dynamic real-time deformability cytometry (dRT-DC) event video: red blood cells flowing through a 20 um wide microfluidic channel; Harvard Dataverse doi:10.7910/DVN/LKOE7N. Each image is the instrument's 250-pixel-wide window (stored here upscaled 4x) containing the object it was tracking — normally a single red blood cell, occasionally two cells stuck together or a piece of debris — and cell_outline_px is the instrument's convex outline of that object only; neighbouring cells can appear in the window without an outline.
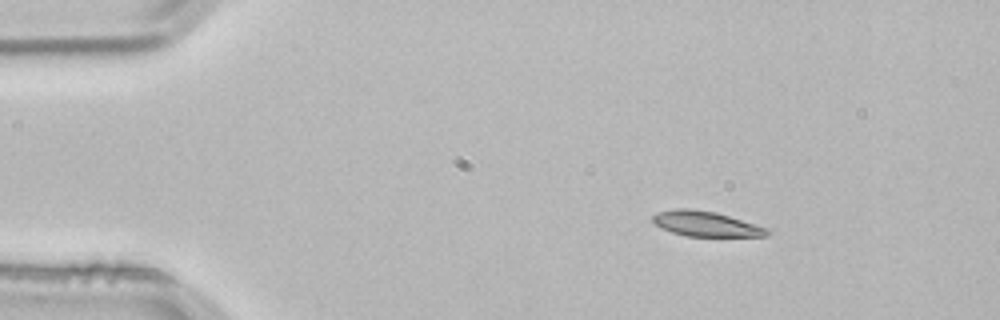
{"species": "common noctule bat (a hibernating species)", "species_latin": "Nyctalus noctula", "temperature_condition": "room temperature", "stored_images_in_passage": 2, "camera_frame_rate_fps": 3000, "um_per_image_px": 0.085, "animal": {"sex": "male", "body_mass_g": 21.5, "forearm_length_mm": 52.0}, "frame": {"image": 1, "passage_image": 1, "time_ms": 0.0, "image_size_px": [1000, 320], "cell_outline_px": [[768, 236], [684, 236], [660, 228], [652, 220], [652, 216], [660, 212], [672, 208], [692, 208], [716, 212], [768, 228]], "centroid_in_image_um": [59.96, 19.02], "position_along_channel_um": 25.0, "area_um2": 16.7}}